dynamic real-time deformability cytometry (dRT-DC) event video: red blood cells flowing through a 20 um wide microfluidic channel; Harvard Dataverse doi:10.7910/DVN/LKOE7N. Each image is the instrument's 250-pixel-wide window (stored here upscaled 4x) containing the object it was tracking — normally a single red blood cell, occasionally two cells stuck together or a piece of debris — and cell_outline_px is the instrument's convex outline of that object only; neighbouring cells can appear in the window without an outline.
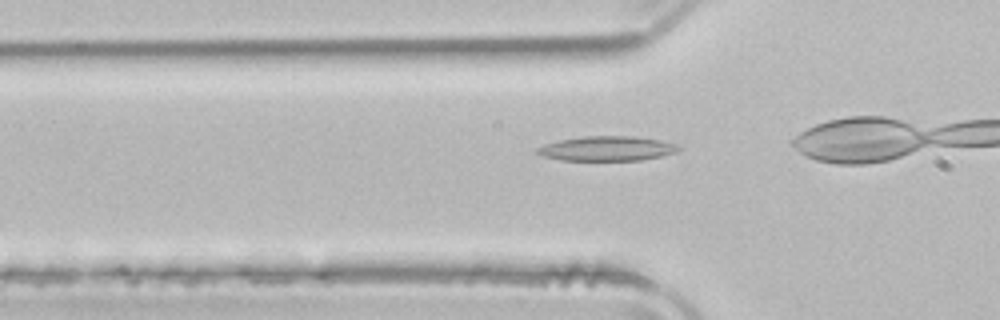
{"species": "common noctule bat (a hibernating species)", "species_latin": "Nyctalus noctula", "temperature_condition": "room temperature", "stored_images_in_passage": 10, "camera_frame_rate_fps": 3000, "um_per_image_px": 0.085, "animal": {"sex": "male", "body_mass_g": 21.5, "forearm_length_mm": 52.0}, "frame": {"image": 1, "passage_image": 4, "time_ms": 1.0, "image_size_px": [1000, 320], "cell_outline_px": [[680, 148], [676, 152], [660, 156], [640, 160], [560, 160], [544, 156], [536, 152], [536, 148], [560, 140], [584, 136], [632, 136], [660, 140], [676, 144]], "centroid_in_image_um": [51.6, 12.62], "position_along_channel_um": 74.2, "area_um2": 20.0}}
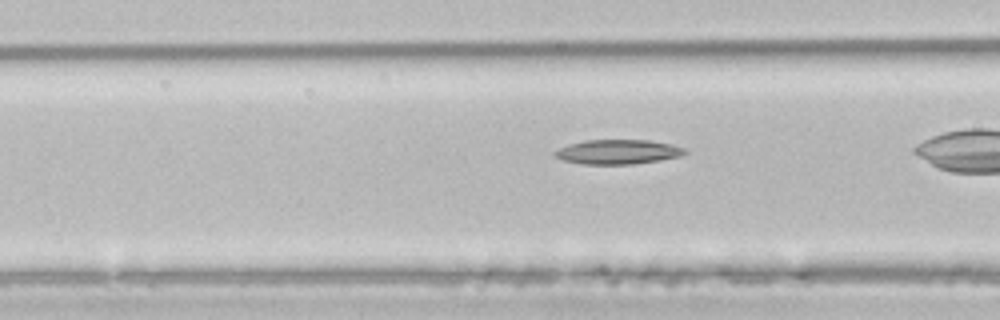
{"frame": {"image": 2, "passage_image": 7, "time_ms": 2.0, "image_size_px": [1000, 320], "cell_outline_px": [[688, 152], [680, 156], [660, 160], [632, 164], [580, 164], [564, 160], [556, 156], [552, 152], [568, 144], [584, 140], [648, 140], [672, 144], [684, 148]], "centroid_in_image_um": [52.52, 12.9], "position_along_channel_um": 114.1, "area_um2": 18.55}}